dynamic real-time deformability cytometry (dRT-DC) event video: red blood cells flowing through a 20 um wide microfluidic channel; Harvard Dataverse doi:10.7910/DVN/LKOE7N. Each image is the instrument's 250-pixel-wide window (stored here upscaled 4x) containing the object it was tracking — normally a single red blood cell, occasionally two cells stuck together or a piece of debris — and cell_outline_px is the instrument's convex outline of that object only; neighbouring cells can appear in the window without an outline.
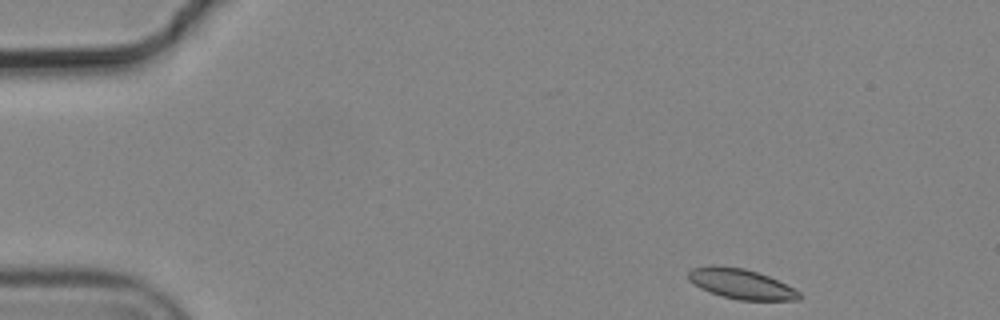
{"species": "common noctule bat (a hibernating species)", "species_latin": "Nyctalus noctula", "temperature_condition": "cold", "stored_images_in_passage": 5, "camera_frame_rate_fps": 3000, "um_per_image_px": 0.085, "animal": {"sex": "male", "body_mass_g": 19.2, "forearm_length_mm": 51.8}, "frame": {"image": 1, "passage_image": 1, "time_ms": 0.0, "image_size_px": [1000, 320], "cell_outline_px": [[800, 300], [740, 300], [724, 296], [700, 288], [688, 280], [688, 272], [692, 268], [712, 264], [744, 268], [768, 276], [800, 292]], "centroid_in_image_um": [62.95, 24.11], "position_along_channel_um": 22.1, "area_um2": 19.19}}
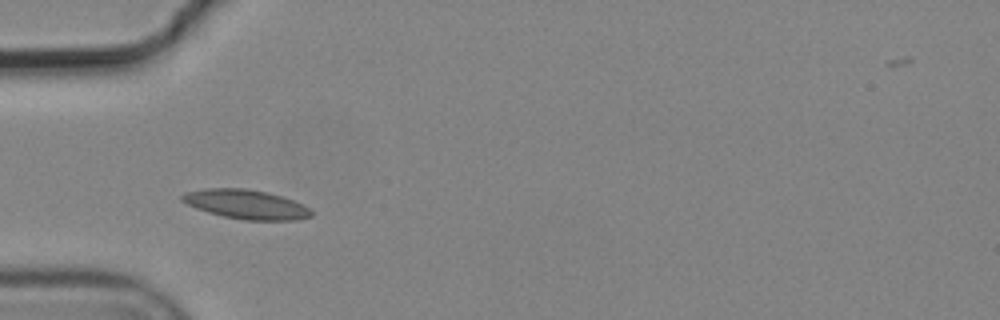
{"frame": {"image": 2, "passage_image": 4, "time_ms": 1.0, "image_size_px": [1000, 320], "cell_outline_px": [[312, 216], [296, 220], [244, 220], [224, 216], [208, 212], [196, 208], [180, 200], [180, 196], [184, 192], [204, 188], [244, 188], [268, 192], [304, 204], [312, 212]], "centroid_in_image_um": [20.89, 17.36], "position_along_channel_um": 64.1, "area_um2": 22.02}}
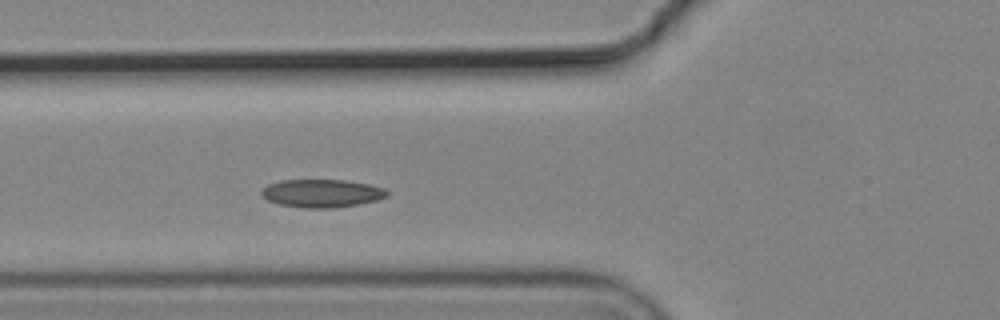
{"frame": {"image": 3, "passage_image": 5, "time_ms": 1.333, "image_size_px": [1000, 320], "cell_outline_px": [[388, 196], [376, 200], [336, 208], [304, 208], [280, 204], [268, 200], [260, 196], [260, 192], [268, 184], [280, 180], [344, 180], [368, 184], [384, 188], [388, 192]], "centroid_in_image_um": [27.33, 16.43], "position_along_channel_um": 98.5, "area_um2": 20.46}}